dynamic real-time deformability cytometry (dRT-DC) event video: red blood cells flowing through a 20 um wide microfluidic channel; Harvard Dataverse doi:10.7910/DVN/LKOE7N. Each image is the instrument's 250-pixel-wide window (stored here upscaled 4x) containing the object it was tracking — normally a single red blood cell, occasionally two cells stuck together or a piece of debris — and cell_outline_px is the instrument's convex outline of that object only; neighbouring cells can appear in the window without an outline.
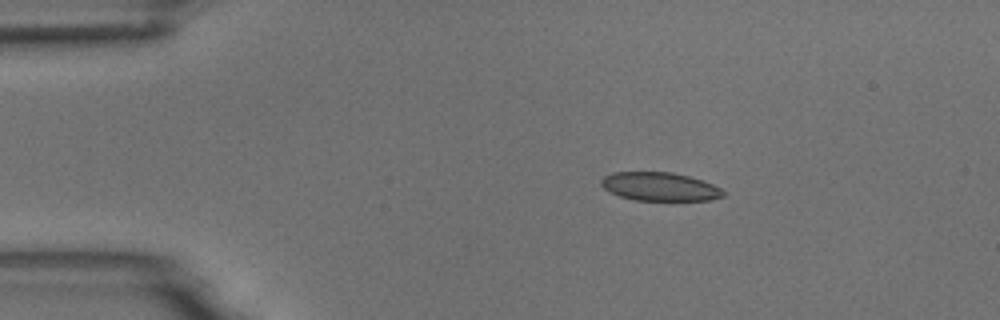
{"species": "common noctule bat (a hibernating species)", "species_latin": "Nyctalus noctula", "temperature_condition": "room temperature", "stored_images_in_passage": 4, "camera_frame_rate_fps": 3000, "um_per_image_px": 0.085, "animal": {"sex": "male", "body_mass_g": 18.8}, "frame": {"image": 1, "passage_image": 1, "time_ms": 0.0, "image_size_px": [1000, 320], "cell_outline_px": [[724, 196], [712, 200], [636, 200], [620, 196], [604, 188], [600, 184], [600, 180], [604, 176], [612, 172], [672, 172], [688, 176], [712, 184], [720, 188], [724, 192]], "centroid_in_image_um": [56.07, 15.86], "position_along_channel_um": 28.9, "area_um2": 20.11}}
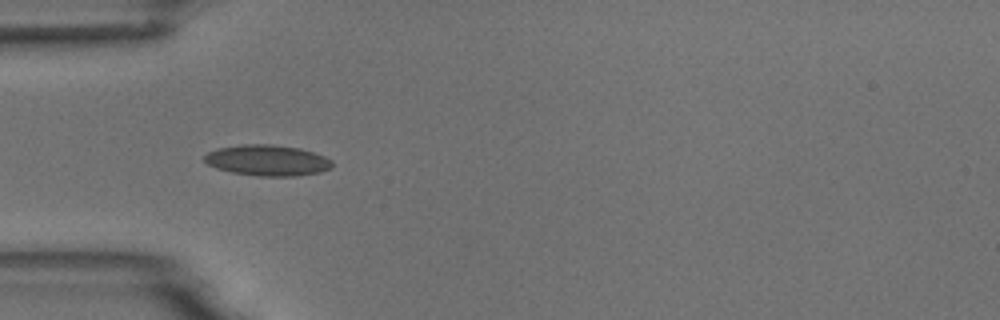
{"frame": {"image": 2, "passage_image": 3, "time_ms": 2.333, "image_size_px": [1000, 320], "cell_outline_px": [[332, 168], [320, 172], [296, 176], [256, 176], [232, 172], [216, 168], [208, 164], [204, 160], [204, 156], [208, 152], [220, 148], [244, 144], [272, 144], [300, 148], [324, 156], [332, 160]], "centroid_in_image_um": [22.75, 13.63], "position_along_channel_um": 62.3, "area_um2": 22.95}}